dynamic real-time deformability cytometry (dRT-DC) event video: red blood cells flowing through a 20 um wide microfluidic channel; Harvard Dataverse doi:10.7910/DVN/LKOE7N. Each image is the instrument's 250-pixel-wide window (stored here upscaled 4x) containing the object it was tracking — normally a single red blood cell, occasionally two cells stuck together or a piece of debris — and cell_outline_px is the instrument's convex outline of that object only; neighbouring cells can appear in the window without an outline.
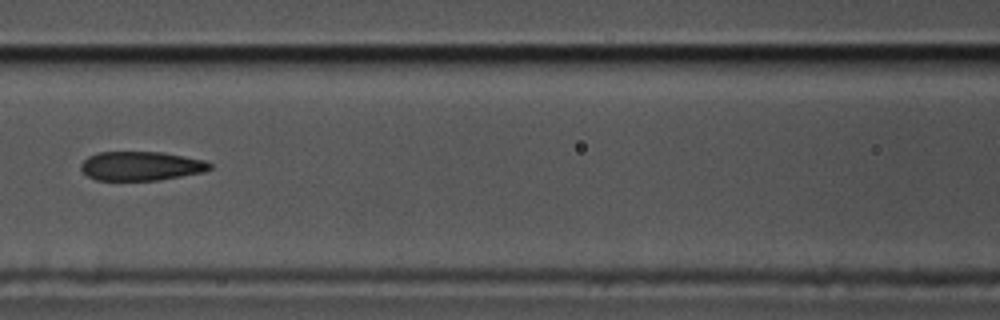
{"species": "common noctule bat (a hibernating species)", "species_latin": "Nyctalus noctula", "temperature_condition": "cold", "stored_images_in_passage": 11, "segment_of_instrument_passage": [1, 2], "camera_frame_rate_fps": 3000, "um_per_image_px": 0.085, "animal": {"sex": "male", "body_mass_g": 17.5, "forearm_length_mm": 52.3}, "frame": {"image": 1, "passage_image": 8, "time_ms": 2.333, "image_size_px": [1000, 320], "cell_outline_px": [[212, 168], [204, 172], [160, 180], [96, 180], [88, 176], [80, 168], [80, 164], [88, 156], [100, 152], [160, 152], [184, 156], [204, 160], [212, 164]], "centroid_in_image_um": [12.0, 14.11], "position_along_channel_um": 154.6, "area_um2": 21.85}}
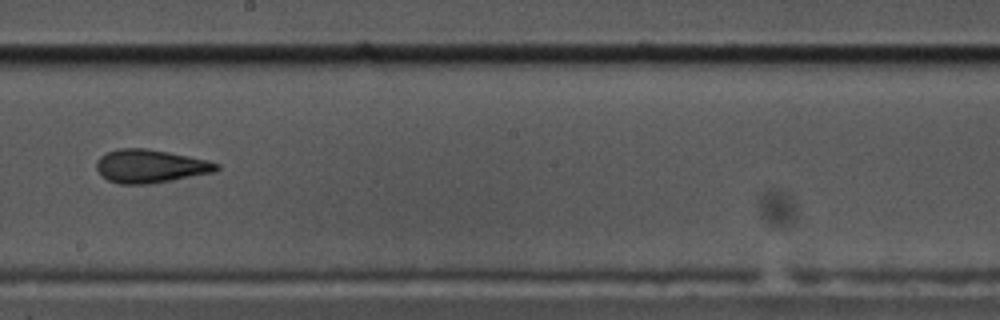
{"frame": {"image": 2, "passage_image": 10, "time_ms": 3.0, "image_size_px": [1000, 320], "cell_outline_px": [[220, 168], [216, 172], [172, 180], [148, 184], [120, 184], [108, 180], [100, 176], [96, 168], [96, 160], [104, 152], [116, 148], [148, 148], [208, 160], [220, 164]], "centroid_in_image_um": [12.75, 14.12], "position_along_channel_um": 235.5, "area_um2": 23.64}}